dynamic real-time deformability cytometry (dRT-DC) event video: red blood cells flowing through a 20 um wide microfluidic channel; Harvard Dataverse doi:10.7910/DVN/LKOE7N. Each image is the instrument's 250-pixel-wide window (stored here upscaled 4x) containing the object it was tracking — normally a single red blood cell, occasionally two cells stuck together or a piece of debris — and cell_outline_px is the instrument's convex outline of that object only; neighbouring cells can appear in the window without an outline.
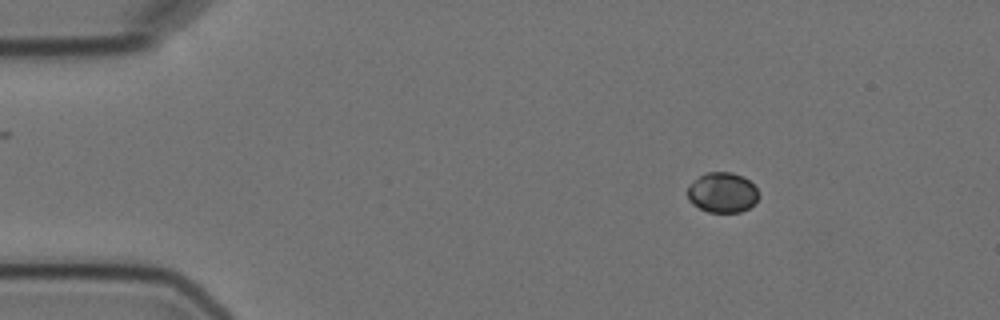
{"species": "Egyptian fruit bat (a non-hibernating species)", "species_latin": "Rousettus aegyptiacus", "temperature_condition": "cold", "stored_images_in_passage": 5, "camera_frame_rate_fps": 3000, "um_per_image_px": 0.085, "animal": {"sex": "female"}, "frame": {"image": 1, "passage_image": 1, "time_ms": 0.0, "image_size_px": [1000, 320], "cell_outline_px": [[760, 196], [748, 208], [740, 212], [708, 212], [692, 204], [688, 200], [688, 188], [704, 172], [732, 172], [744, 176], [756, 188]], "centroid_in_image_um": [61.41, 16.36], "position_along_channel_um": 23.6, "area_um2": 16.53}}